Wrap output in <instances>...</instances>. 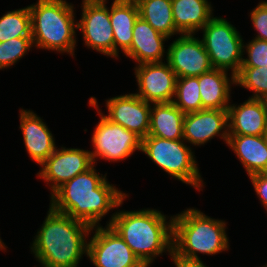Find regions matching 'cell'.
<instances>
[{
    "label": "cell",
    "mask_w": 267,
    "mask_h": 267,
    "mask_svg": "<svg viewBox=\"0 0 267 267\" xmlns=\"http://www.w3.org/2000/svg\"><path fill=\"white\" fill-rule=\"evenodd\" d=\"M96 172L95 164L57 188L50 197V207L91 227L101 226V219L122 206L128 195Z\"/></svg>",
    "instance_id": "cell-1"
},
{
    "label": "cell",
    "mask_w": 267,
    "mask_h": 267,
    "mask_svg": "<svg viewBox=\"0 0 267 267\" xmlns=\"http://www.w3.org/2000/svg\"><path fill=\"white\" fill-rule=\"evenodd\" d=\"M92 227L49 206L41 228L34 236L31 252L42 267H78L87 255Z\"/></svg>",
    "instance_id": "cell-2"
},
{
    "label": "cell",
    "mask_w": 267,
    "mask_h": 267,
    "mask_svg": "<svg viewBox=\"0 0 267 267\" xmlns=\"http://www.w3.org/2000/svg\"><path fill=\"white\" fill-rule=\"evenodd\" d=\"M168 218L153 208L117 210L107 225L121 236L144 265L150 266L163 252L172 256L173 216L169 221Z\"/></svg>",
    "instance_id": "cell-3"
},
{
    "label": "cell",
    "mask_w": 267,
    "mask_h": 267,
    "mask_svg": "<svg viewBox=\"0 0 267 267\" xmlns=\"http://www.w3.org/2000/svg\"><path fill=\"white\" fill-rule=\"evenodd\" d=\"M172 256L201 261L198 253L215 255L229 249L226 222L211 218L198 209L187 208L173 215Z\"/></svg>",
    "instance_id": "cell-4"
},
{
    "label": "cell",
    "mask_w": 267,
    "mask_h": 267,
    "mask_svg": "<svg viewBox=\"0 0 267 267\" xmlns=\"http://www.w3.org/2000/svg\"><path fill=\"white\" fill-rule=\"evenodd\" d=\"M28 7L33 46L73 57L77 46L74 5L66 0H38Z\"/></svg>",
    "instance_id": "cell-5"
},
{
    "label": "cell",
    "mask_w": 267,
    "mask_h": 267,
    "mask_svg": "<svg viewBox=\"0 0 267 267\" xmlns=\"http://www.w3.org/2000/svg\"><path fill=\"white\" fill-rule=\"evenodd\" d=\"M182 140H168L156 136L142 139L141 152L152 162L175 178L201 190L204 186L194 151Z\"/></svg>",
    "instance_id": "cell-6"
},
{
    "label": "cell",
    "mask_w": 267,
    "mask_h": 267,
    "mask_svg": "<svg viewBox=\"0 0 267 267\" xmlns=\"http://www.w3.org/2000/svg\"><path fill=\"white\" fill-rule=\"evenodd\" d=\"M200 31L203 32L201 41L213 69L231 70V75L236 76L244 58V42L240 32L228 20L217 16Z\"/></svg>",
    "instance_id": "cell-7"
},
{
    "label": "cell",
    "mask_w": 267,
    "mask_h": 267,
    "mask_svg": "<svg viewBox=\"0 0 267 267\" xmlns=\"http://www.w3.org/2000/svg\"><path fill=\"white\" fill-rule=\"evenodd\" d=\"M89 105L96 108L100 121L92 135L91 158L95 164L97 158L110 162L126 160L136 150L141 151L142 138L136 133L127 130L123 126L108 120L102 111H99L98 102L95 97H90Z\"/></svg>",
    "instance_id": "cell-8"
},
{
    "label": "cell",
    "mask_w": 267,
    "mask_h": 267,
    "mask_svg": "<svg viewBox=\"0 0 267 267\" xmlns=\"http://www.w3.org/2000/svg\"><path fill=\"white\" fill-rule=\"evenodd\" d=\"M91 231L94 235L88 240L87 257L95 267L145 266L110 225Z\"/></svg>",
    "instance_id": "cell-9"
},
{
    "label": "cell",
    "mask_w": 267,
    "mask_h": 267,
    "mask_svg": "<svg viewBox=\"0 0 267 267\" xmlns=\"http://www.w3.org/2000/svg\"><path fill=\"white\" fill-rule=\"evenodd\" d=\"M107 0H82V17L77 29L85 46L114 58V35Z\"/></svg>",
    "instance_id": "cell-10"
},
{
    "label": "cell",
    "mask_w": 267,
    "mask_h": 267,
    "mask_svg": "<svg viewBox=\"0 0 267 267\" xmlns=\"http://www.w3.org/2000/svg\"><path fill=\"white\" fill-rule=\"evenodd\" d=\"M94 165L89 150L80 148H56L40 165L42 168L37 177L49 184L52 194L65 182L83 173ZM51 184V185H50Z\"/></svg>",
    "instance_id": "cell-11"
},
{
    "label": "cell",
    "mask_w": 267,
    "mask_h": 267,
    "mask_svg": "<svg viewBox=\"0 0 267 267\" xmlns=\"http://www.w3.org/2000/svg\"><path fill=\"white\" fill-rule=\"evenodd\" d=\"M166 62L177 78L198 77L213 69L205 46L195 34L179 35L168 46Z\"/></svg>",
    "instance_id": "cell-12"
},
{
    "label": "cell",
    "mask_w": 267,
    "mask_h": 267,
    "mask_svg": "<svg viewBox=\"0 0 267 267\" xmlns=\"http://www.w3.org/2000/svg\"><path fill=\"white\" fill-rule=\"evenodd\" d=\"M134 70L138 97L151 104L173 102L177 77L168 62L143 63Z\"/></svg>",
    "instance_id": "cell-13"
},
{
    "label": "cell",
    "mask_w": 267,
    "mask_h": 267,
    "mask_svg": "<svg viewBox=\"0 0 267 267\" xmlns=\"http://www.w3.org/2000/svg\"><path fill=\"white\" fill-rule=\"evenodd\" d=\"M107 115L113 123L136 133L142 139L150 129L151 103L144 101L135 93L123 94L106 100Z\"/></svg>",
    "instance_id": "cell-14"
},
{
    "label": "cell",
    "mask_w": 267,
    "mask_h": 267,
    "mask_svg": "<svg viewBox=\"0 0 267 267\" xmlns=\"http://www.w3.org/2000/svg\"><path fill=\"white\" fill-rule=\"evenodd\" d=\"M220 136L227 144L229 136L228 110L203 109L185 114L183 140L194 146H201Z\"/></svg>",
    "instance_id": "cell-15"
},
{
    "label": "cell",
    "mask_w": 267,
    "mask_h": 267,
    "mask_svg": "<svg viewBox=\"0 0 267 267\" xmlns=\"http://www.w3.org/2000/svg\"><path fill=\"white\" fill-rule=\"evenodd\" d=\"M23 142L30 158L41 165L55 150L56 144L43 119L32 110H19Z\"/></svg>",
    "instance_id": "cell-16"
},
{
    "label": "cell",
    "mask_w": 267,
    "mask_h": 267,
    "mask_svg": "<svg viewBox=\"0 0 267 267\" xmlns=\"http://www.w3.org/2000/svg\"><path fill=\"white\" fill-rule=\"evenodd\" d=\"M229 135H266L267 108L263 99L249 98L228 107Z\"/></svg>",
    "instance_id": "cell-17"
},
{
    "label": "cell",
    "mask_w": 267,
    "mask_h": 267,
    "mask_svg": "<svg viewBox=\"0 0 267 267\" xmlns=\"http://www.w3.org/2000/svg\"><path fill=\"white\" fill-rule=\"evenodd\" d=\"M167 36L156 31L149 23L140 16L137 18L133 28V39L130 49L124 54L135 60L136 64L163 62L164 41Z\"/></svg>",
    "instance_id": "cell-18"
},
{
    "label": "cell",
    "mask_w": 267,
    "mask_h": 267,
    "mask_svg": "<svg viewBox=\"0 0 267 267\" xmlns=\"http://www.w3.org/2000/svg\"><path fill=\"white\" fill-rule=\"evenodd\" d=\"M227 146L236 154L248 176L267 172L266 135H229Z\"/></svg>",
    "instance_id": "cell-19"
},
{
    "label": "cell",
    "mask_w": 267,
    "mask_h": 267,
    "mask_svg": "<svg viewBox=\"0 0 267 267\" xmlns=\"http://www.w3.org/2000/svg\"><path fill=\"white\" fill-rule=\"evenodd\" d=\"M228 76V71L221 69H212L211 71L198 76L202 110H228V107L231 103L230 88H232V85L236 84L235 76Z\"/></svg>",
    "instance_id": "cell-20"
},
{
    "label": "cell",
    "mask_w": 267,
    "mask_h": 267,
    "mask_svg": "<svg viewBox=\"0 0 267 267\" xmlns=\"http://www.w3.org/2000/svg\"><path fill=\"white\" fill-rule=\"evenodd\" d=\"M109 14L114 35V58L119 59V49L125 54L131 47L139 10L133 0H113Z\"/></svg>",
    "instance_id": "cell-21"
},
{
    "label": "cell",
    "mask_w": 267,
    "mask_h": 267,
    "mask_svg": "<svg viewBox=\"0 0 267 267\" xmlns=\"http://www.w3.org/2000/svg\"><path fill=\"white\" fill-rule=\"evenodd\" d=\"M173 20L181 34H195L213 17V8L208 0H171Z\"/></svg>",
    "instance_id": "cell-22"
},
{
    "label": "cell",
    "mask_w": 267,
    "mask_h": 267,
    "mask_svg": "<svg viewBox=\"0 0 267 267\" xmlns=\"http://www.w3.org/2000/svg\"><path fill=\"white\" fill-rule=\"evenodd\" d=\"M151 107L150 129L147 136L182 140L185 113L176 107L173 102L153 103Z\"/></svg>",
    "instance_id": "cell-23"
},
{
    "label": "cell",
    "mask_w": 267,
    "mask_h": 267,
    "mask_svg": "<svg viewBox=\"0 0 267 267\" xmlns=\"http://www.w3.org/2000/svg\"><path fill=\"white\" fill-rule=\"evenodd\" d=\"M139 10V16L149 23L156 31L171 38L181 35L175 28L171 0L134 1Z\"/></svg>",
    "instance_id": "cell-24"
},
{
    "label": "cell",
    "mask_w": 267,
    "mask_h": 267,
    "mask_svg": "<svg viewBox=\"0 0 267 267\" xmlns=\"http://www.w3.org/2000/svg\"><path fill=\"white\" fill-rule=\"evenodd\" d=\"M14 38H32L29 7L8 11L0 17V42Z\"/></svg>",
    "instance_id": "cell-25"
},
{
    "label": "cell",
    "mask_w": 267,
    "mask_h": 267,
    "mask_svg": "<svg viewBox=\"0 0 267 267\" xmlns=\"http://www.w3.org/2000/svg\"><path fill=\"white\" fill-rule=\"evenodd\" d=\"M173 104L185 114L202 110L198 77L176 79Z\"/></svg>",
    "instance_id": "cell-26"
},
{
    "label": "cell",
    "mask_w": 267,
    "mask_h": 267,
    "mask_svg": "<svg viewBox=\"0 0 267 267\" xmlns=\"http://www.w3.org/2000/svg\"><path fill=\"white\" fill-rule=\"evenodd\" d=\"M235 85L251 90L249 98L265 99L267 97V66L241 67L235 76Z\"/></svg>",
    "instance_id": "cell-27"
},
{
    "label": "cell",
    "mask_w": 267,
    "mask_h": 267,
    "mask_svg": "<svg viewBox=\"0 0 267 267\" xmlns=\"http://www.w3.org/2000/svg\"><path fill=\"white\" fill-rule=\"evenodd\" d=\"M32 47V38H14L0 42V70L17 63Z\"/></svg>",
    "instance_id": "cell-28"
},
{
    "label": "cell",
    "mask_w": 267,
    "mask_h": 267,
    "mask_svg": "<svg viewBox=\"0 0 267 267\" xmlns=\"http://www.w3.org/2000/svg\"><path fill=\"white\" fill-rule=\"evenodd\" d=\"M247 53V58H243L241 67H266L267 66V41L252 39L247 44H243V53Z\"/></svg>",
    "instance_id": "cell-29"
},
{
    "label": "cell",
    "mask_w": 267,
    "mask_h": 267,
    "mask_svg": "<svg viewBox=\"0 0 267 267\" xmlns=\"http://www.w3.org/2000/svg\"><path fill=\"white\" fill-rule=\"evenodd\" d=\"M250 18L258 32L254 38L267 41V1H261L250 13Z\"/></svg>",
    "instance_id": "cell-30"
},
{
    "label": "cell",
    "mask_w": 267,
    "mask_h": 267,
    "mask_svg": "<svg viewBox=\"0 0 267 267\" xmlns=\"http://www.w3.org/2000/svg\"><path fill=\"white\" fill-rule=\"evenodd\" d=\"M252 182L254 190L267 212V172L256 173L248 176Z\"/></svg>",
    "instance_id": "cell-31"
},
{
    "label": "cell",
    "mask_w": 267,
    "mask_h": 267,
    "mask_svg": "<svg viewBox=\"0 0 267 267\" xmlns=\"http://www.w3.org/2000/svg\"><path fill=\"white\" fill-rule=\"evenodd\" d=\"M171 260L176 267H207L203 261H186L171 256Z\"/></svg>",
    "instance_id": "cell-32"
},
{
    "label": "cell",
    "mask_w": 267,
    "mask_h": 267,
    "mask_svg": "<svg viewBox=\"0 0 267 267\" xmlns=\"http://www.w3.org/2000/svg\"><path fill=\"white\" fill-rule=\"evenodd\" d=\"M6 246H5V244H4V242L2 241V239H1V237H0V250L1 251H6Z\"/></svg>",
    "instance_id": "cell-33"
},
{
    "label": "cell",
    "mask_w": 267,
    "mask_h": 267,
    "mask_svg": "<svg viewBox=\"0 0 267 267\" xmlns=\"http://www.w3.org/2000/svg\"><path fill=\"white\" fill-rule=\"evenodd\" d=\"M264 102H265V105H266V108H267V97L264 99Z\"/></svg>",
    "instance_id": "cell-34"
}]
</instances>
